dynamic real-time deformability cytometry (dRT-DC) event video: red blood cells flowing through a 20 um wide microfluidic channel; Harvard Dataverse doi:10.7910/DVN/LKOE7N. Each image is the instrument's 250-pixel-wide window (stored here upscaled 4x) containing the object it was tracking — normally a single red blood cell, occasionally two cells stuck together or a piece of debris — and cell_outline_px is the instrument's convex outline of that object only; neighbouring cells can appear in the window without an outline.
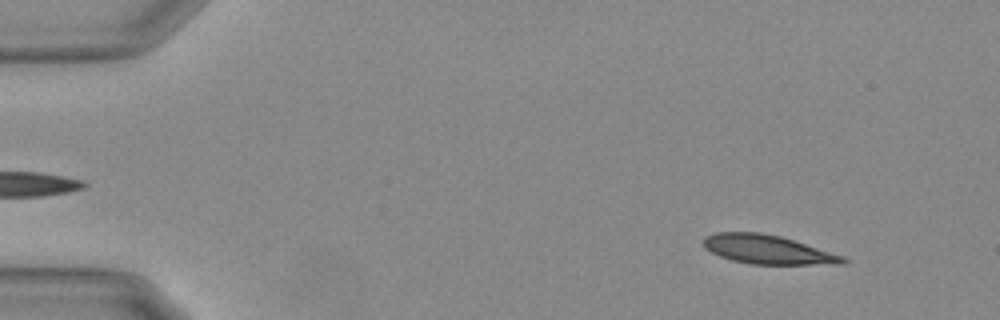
{"species": "Egyptian fruit bat (a non-hibernating species)", "species_latin": "Rousettus aegyptiacus", "temperature_condition": "warm", "stored_images_in_passage": 15, "camera_frame_rate_fps": 3000, "um_per_image_px": 0.085, "animal": {"sex": "female"}, "frame": {"image": 1, "passage_image": 5, "time_ms": 1.333, "image_size_px": [1000, 320], "cell_outline_px": [[848, 260], [844, 264], [752, 264], [732, 260], [720, 256], [704, 248], [704, 236], [716, 232], [760, 232], [780, 236], [844, 256]], "centroid_in_image_um": [65.23, 21.2], "position_along_channel_um": 19.8, "area_um2": 23.35}}